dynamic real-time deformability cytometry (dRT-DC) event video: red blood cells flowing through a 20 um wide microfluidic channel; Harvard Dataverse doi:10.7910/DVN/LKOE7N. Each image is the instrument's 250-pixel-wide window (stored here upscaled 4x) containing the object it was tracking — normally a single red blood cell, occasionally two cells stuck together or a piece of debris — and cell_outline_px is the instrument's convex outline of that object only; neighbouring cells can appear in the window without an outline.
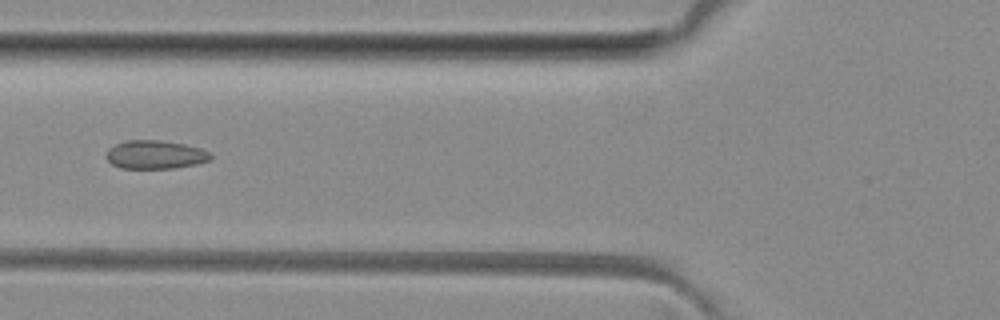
{"species": "common noctule bat (a hibernating species)", "species_latin": "Nyctalus noctula", "temperature_condition": "room temperature", "stored_images_in_passage": 7, "camera_frame_rate_fps": 3000, "um_per_image_px": 0.085, "animal": {"sex": "female", "body_mass_g": 29.2, "forearm_length_mm": 56.3}, "frame": {"image": 1, "passage_image": 6, "time_ms": 6.0, "image_size_px": [1000, 320], "cell_outline_px": [[212, 160], [196, 164], [176, 168], [120, 168], [112, 164], [104, 156], [104, 152], [108, 148], [124, 140], [160, 140], [184, 144], [200, 148], [212, 152]], "centroid_in_image_um": [13.19, 13.14], "position_along_channel_um": 112.6, "area_um2": 17.63}}
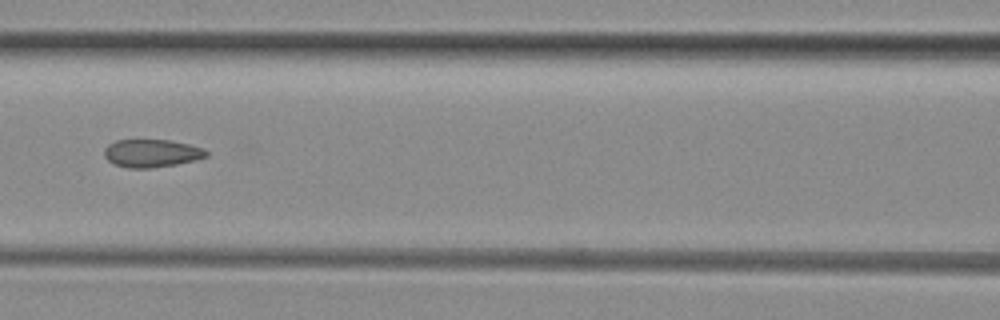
{"frame": {"image": 2, "passage_image": 7, "time_ms": 7.0, "image_size_px": [1000, 320], "cell_outline_px": [[208, 156], [196, 160], [176, 164], [152, 168], [128, 168], [116, 164], [108, 160], [104, 156], [104, 148], [108, 144], [116, 140], [172, 140], [204, 148], [208, 152]], "centroid_in_image_um": [12.9, 13.02], "position_along_channel_um": 153.7, "area_um2": 16.65}}